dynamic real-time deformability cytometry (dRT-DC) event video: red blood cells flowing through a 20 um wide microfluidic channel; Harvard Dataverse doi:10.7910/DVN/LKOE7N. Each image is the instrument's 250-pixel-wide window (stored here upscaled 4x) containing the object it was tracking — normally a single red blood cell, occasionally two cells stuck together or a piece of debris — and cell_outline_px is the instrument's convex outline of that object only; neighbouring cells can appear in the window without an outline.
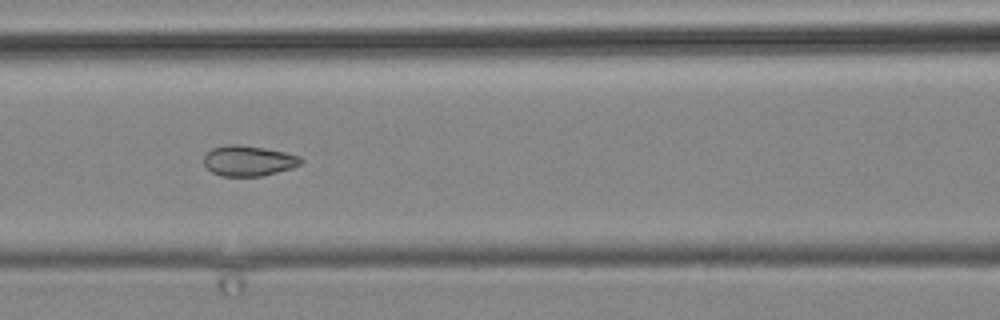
{"species": "common noctule bat (a hibernating species)", "species_latin": "Nyctalus noctula", "temperature_condition": "cold", "stored_images_in_passage": 15, "camera_frame_rate_fps": 3000, "um_per_image_px": 0.085, "animal": {"sex": "male", "body_mass_g": 19.2, "forearm_length_mm": 51.8}, "frame": {"image": 1, "passage_image": 11, "time_ms": 12.667, "image_size_px": [1000, 320], "cell_outline_px": [[304, 160], [300, 164], [292, 168], [260, 176], [220, 176], [212, 172], [204, 164], [204, 156], [212, 148], [232, 144], [236, 144], [264, 148], [284, 152], [300, 156]], "centroid_in_image_um": [21.12, 13.67], "position_along_channel_um": 145.5, "area_um2": 17.05}}
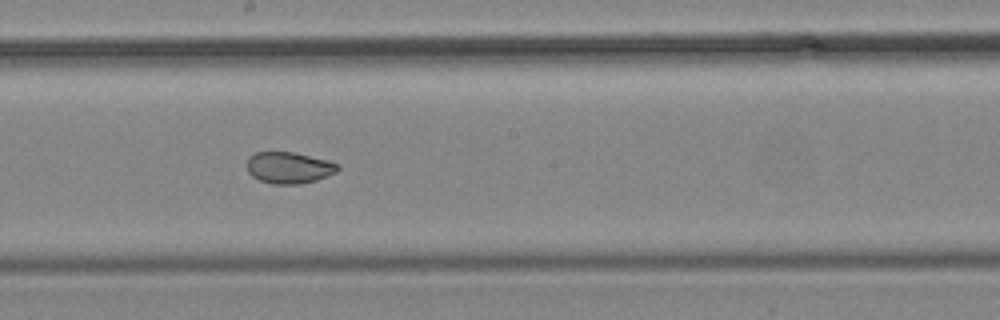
{"frame": {"image": 2, "passage_image": 13, "time_ms": 15.0, "image_size_px": [1000, 320], "cell_outline_px": [[340, 168], [336, 172], [316, 180], [300, 184], [272, 184], [260, 180], [252, 176], [248, 172], [248, 156], [256, 152], [292, 152], [328, 160], [340, 164]], "centroid_in_image_um": [24.57, 14.25], "position_along_channel_um": 223.6, "area_um2": 16.65}}
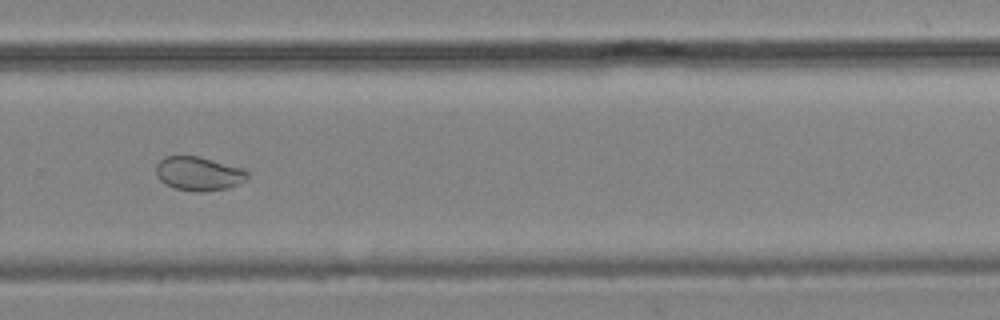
{"frame": {"image": 3, "passage_image": 15, "time_ms": 17.667, "image_size_px": [1000, 320], "cell_outline_px": [[248, 180], [228, 188], [200, 192], [196, 192], [176, 188], [160, 180], [156, 176], [156, 164], [164, 156], [200, 156], [244, 168], [248, 172]], "centroid_in_image_um": [16.92, 14.74], "position_along_channel_um": 312.9, "area_um2": 18.21}}